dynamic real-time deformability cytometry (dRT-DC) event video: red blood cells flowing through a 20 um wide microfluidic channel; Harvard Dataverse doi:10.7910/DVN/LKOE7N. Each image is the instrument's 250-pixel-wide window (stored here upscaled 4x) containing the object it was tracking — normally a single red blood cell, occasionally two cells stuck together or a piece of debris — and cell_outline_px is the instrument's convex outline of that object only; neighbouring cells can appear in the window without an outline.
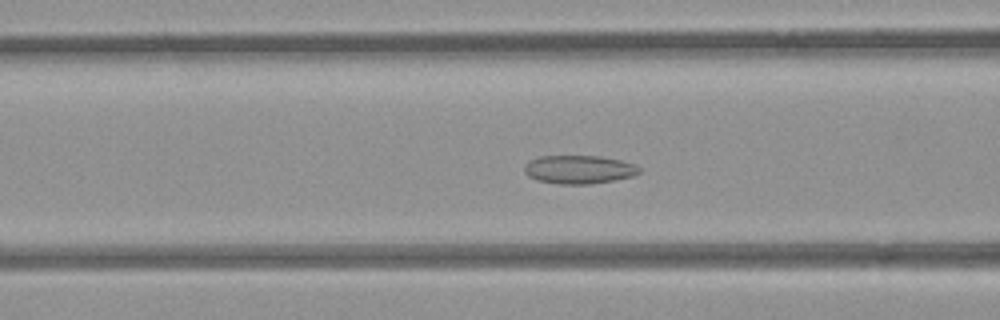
{"species": "common noctule bat (a hibernating species)", "species_latin": "Nyctalus noctula", "temperature_condition": "room temperature", "stored_images_in_passage": 55, "camera_frame_rate_fps": 3000, "um_per_image_px": 0.085, "animal": {"sex": "female", "body_mass_g": 21.9}, "frame": {"image": 1, "passage_image": 21, "time_ms": 6.667, "image_size_px": [1000, 320], "cell_outline_px": [[640, 172], [632, 176], [592, 184], [556, 184], [536, 180], [528, 176], [524, 172], [524, 164], [528, 160], [540, 156], [600, 156], [620, 160], [636, 164], [640, 168]], "centroid_in_image_um": [49.17, 14.4], "position_along_channel_um": 117.4, "area_um2": 19.19}}
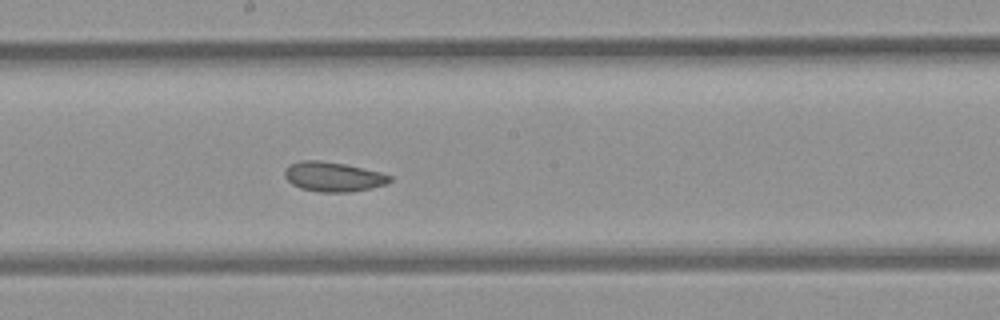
{"frame": {"image": 2, "passage_image": 29, "time_ms": 9.333, "image_size_px": [1000, 320], "cell_outline_px": [[392, 180], [384, 184], [352, 192], [320, 192], [300, 188], [292, 184], [284, 176], [284, 168], [288, 164], [300, 160], [320, 160], [344, 164], [380, 172], [392, 176]], "centroid_in_image_um": [28.26, 15.01], "position_along_channel_um": 219.9, "area_um2": 18.15}}
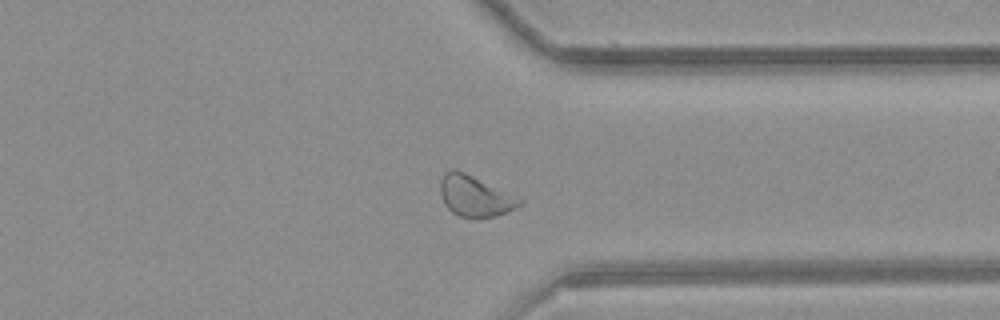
{"frame": {"image": 3, "passage_image": 41, "time_ms": 13.333, "image_size_px": [1000, 320], "cell_outline_px": [[524, 200], [516, 208], [496, 216], [460, 216], [452, 212], [444, 204], [440, 192], [440, 180], [444, 172], [452, 168], [464, 172], [524, 196]], "centroid_in_image_um": [40.44, 16.62], "position_along_channel_um": 371.0, "area_um2": 19.31}, "authors_computed_cell_mechanics": {"area_um2": 20.519, "velocity_mm_per_s": 3.8314, "shape_relaxation_time_tau1_ms": null, "shape_relaxation_time_tau2_ms": 2.0482, "deformation_change_tau1": null, "deformation_change_tau2": 0.065}}